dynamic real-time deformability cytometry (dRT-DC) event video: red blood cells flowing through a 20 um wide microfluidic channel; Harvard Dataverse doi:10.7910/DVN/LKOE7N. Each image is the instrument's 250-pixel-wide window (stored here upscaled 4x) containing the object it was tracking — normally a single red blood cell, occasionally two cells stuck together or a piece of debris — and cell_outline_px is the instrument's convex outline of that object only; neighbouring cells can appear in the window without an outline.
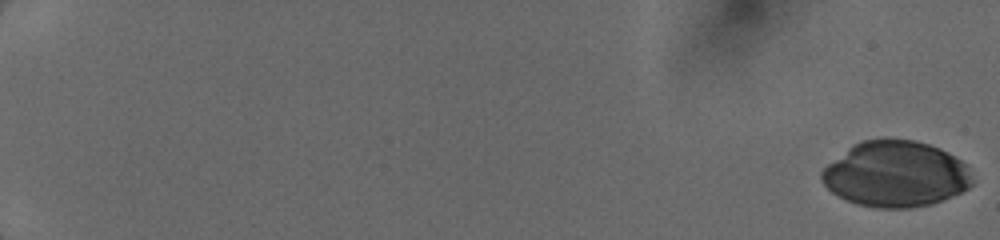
{"species": "human", "species_latin": "Homo sapiens", "temperature_condition": "cold", "stored_images_in_passage": 12, "camera_frame_rate_fps": 3000, "um_per_image_px": 0.085, "donor": {"sex": "female"}, "frame": {"image": 1, "passage_image": 1, "time_ms": 0.0, "image_size_px": [1000, 240], "cell_outline_px": [[972, 184], [968, 188], [944, 200], [932, 204], [912, 208], [876, 208], [856, 204], [832, 192], [820, 180], [820, 172], [828, 164], [848, 148], [864, 140], [884, 136], [916, 140], [940, 148], [948, 152], [968, 164], [972, 176]], "centroid_in_image_um": [76.16, 14.78], "position_along_channel_um": 8.8, "area_um2": 58.49}}